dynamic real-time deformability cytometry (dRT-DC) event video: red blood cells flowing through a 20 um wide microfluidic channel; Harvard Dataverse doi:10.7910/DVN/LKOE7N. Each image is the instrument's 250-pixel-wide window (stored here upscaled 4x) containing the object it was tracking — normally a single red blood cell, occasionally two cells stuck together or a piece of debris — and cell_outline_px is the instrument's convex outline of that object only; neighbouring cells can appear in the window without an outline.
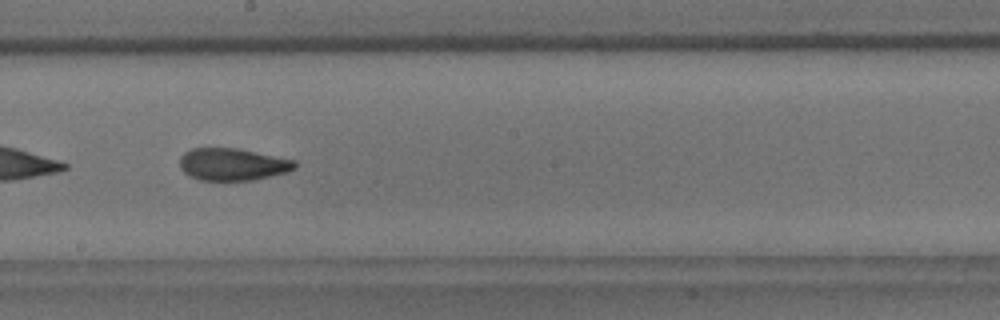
{"species": "common noctule bat (a hibernating species)", "species_latin": "Nyctalus noctula", "temperature_condition": "room temperature", "stored_images_in_passage": 53, "camera_frame_rate_fps": 3000, "um_per_image_px": 0.085, "animal": {"sex": "male", "body_mass_g": 18.8}, "frame": {"image": 1, "passage_image": 29, "time_ms": 9.333, "image_size_px": [1000, 320], "cell_outline_px": [[296, 168], [288, 172], [252, 180], [200, 180], [188, 176], [180, 168], [180, 156], [184, 152], [192, 148], [236, 148], [296, 160]], "centroid_in_image_um": [19.76, 13.97], "position_along_channel_um": 228.4, "area_um2": 21.68}}
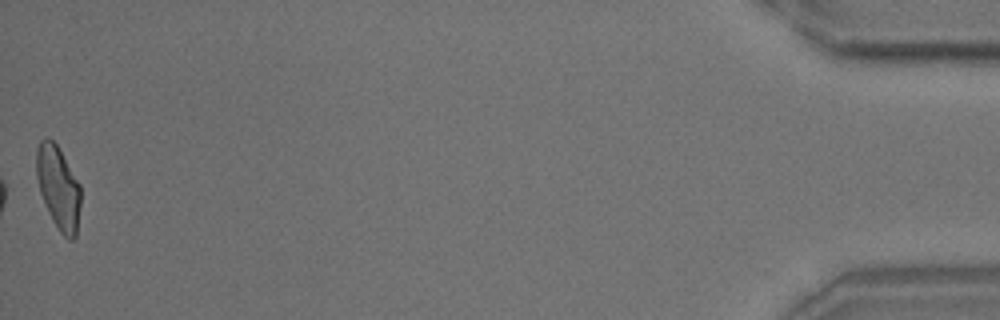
{"frame": {"image": 2, "passage_image": 53, "time_ms": 17.333, "image_size_px": [1000, 320], "cell_outline_px": [[80, 204], [76, 236], [72, 240], [68, 240], [60, 232], [52, 220], [48, 212], [40, 192], [36, 176], [36, 148], [40, 140], [44, 136], [48, 136], [56, 144], [80, 184]], "centroid_in_image_um": [4.94, 15.93], "position_along_channel_um": 430.3, "area_um2": 21.5}, "authors_computed_cell_mechanics": {"area_um2": 22.3108, "velocity_mm_per_s": 3.7224, "shape_relaxation_time_tau1_ms": 5.4634, "shape_relaxation_time_tau2_ms": 2.2805, "deformation_change_tau1": 0.1621, "deformation_change_tau2": 0.0978}}